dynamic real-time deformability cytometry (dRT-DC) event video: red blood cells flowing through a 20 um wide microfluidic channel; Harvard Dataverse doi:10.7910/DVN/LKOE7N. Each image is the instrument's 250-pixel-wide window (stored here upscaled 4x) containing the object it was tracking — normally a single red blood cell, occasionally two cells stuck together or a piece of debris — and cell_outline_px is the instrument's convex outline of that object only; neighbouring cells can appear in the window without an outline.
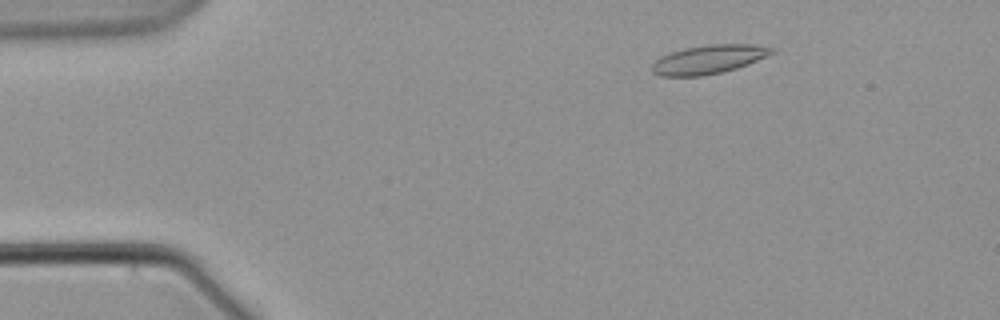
{"species": "common noctule bat (a hibernating species)", "species_latin": "Nyctalus noctula", "temperature_condition": "warm", "stored_images_in_passage": 7, "camera_frame_rate_fps": 3000, "um_per_image_px": 0.085, "animal": {"sex": "male", "body_mass_g": 21.5, "forearm_length_mm": 52.0}, "frame": {"image": 1, "passage_image": 3, "time_ms": 2.333, "image_size_px": [1000, 320], "cell_outline_px": [[776, 52], [768, 56], [748, 64], [724, 72], [704, 76], [660, 76], [652, 72], [652, 64], [660, 56], [684, 48], [708, 44], [752, 44], [776, 48]], "centroid_in_image_um": [60.27, 5.05], "position_along_channel_um": 24.7, "area_um2": 20.29}}
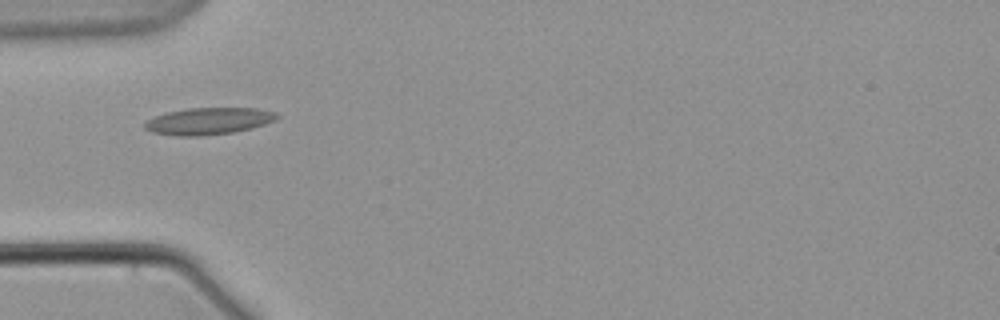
{"frame": {"image": 2, "passage_image": 6, "time_ms": 6.0, "image_size_px": [1000, 320], "cell_outline_px": [[280, 116], [276, 120], [252, 128], [232, 132], [200, 136], [176, 136], [152, 132], [144, 128], [144, 124], [148, 120], [156, 116], [168, 112], [188, 108], [256, 108], [276, 112]], "centroid_in_image_um": [17.75, 10.29], "position_along_channel_um": 67.3, "area_um2": 20.63}}
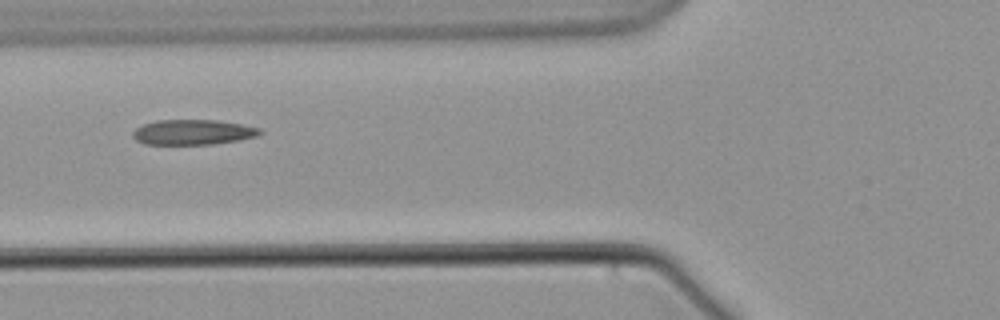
{"frame": {"image": 3, "passage_image": 7, "time_ms": 7.333, "image_size_px": [1000, 320], "cell_outline_px": [[264, 132], [256, 136], [240, 140], [212, 144], [144, 144], [136, 140], [132, 136], [132, 132], [136, 128], [144, 124], [156, 120], [216, 120], [240, 124], [260, 128]], "centroid_in_image_um": [16.39, 11.23], "position_along_channel_um": 109.4, "area_um2": 18.61}}